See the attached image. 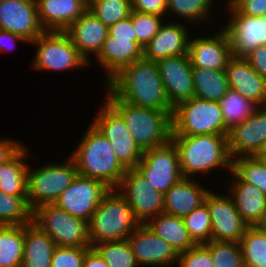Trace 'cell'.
<instances>
[{
    "instance_id": "6da1fadb",
    "label": "cell",
    "mask_w": 266,
    "mask_h": 267,
    "mask_svg": "<svg viewBox=\"0 0 266 267\" xmlns=\"http://www.w3.org/2000/svg\"><path fill=\"white\" fill-rule=\"evenodd\" d=\"M119 100L138 107L173 111L156 62L144 58L124 67L108 82Z\"/></svg>"
},
{
    "instance_id": "7a4b0ae2",
    "label": "cell",
    "mask_w": 266,
    "mask_h": 267,
    "mask_svg": "<svg viewBox=\"0 0 266 267\" xmlns=\"http://www.w3.org/2000/svg\"><path fill=\"white\" fill-rule=\"evenodd\" d=\"M71 158L79 175L99 180L114 190L127 170L114 154L110 141L93 124Z\"/></svg>"
},
{
    "instance_id": "3957f363",
    "label": "cell",
    "mask_w": 266,
    "mask_h": 267,
    "mask_svg": "<svg viewBox=\"0 0 266 267\" xmlns=\"http://www.w3.org/2000/svg\"><path fill=\"white\" fill-rule=\"evenodd\" d=\"M109 94L107 102L122 116L131 137L143 152L171 140L173 111L134 106L119 100L111 91Z\"/></svg>"
},
{
    "instance_id": "277c9868",
    "label": "cell",
    "mask_w": 266,
    "mask_h": 267,
    "mask_svg": "<svg viewBox=\"0 0 266 267\" xmlns=\"http://www.w3.org/2000/svg\"><path fill=\"white\" fill-rule=\"evenodd\" d=\"M171 141L177 148L181 173L185 178L223 165L232 170L228 135L171 136Z\"/></svg>"
},
{
    "instance_id": "5b68a950",
    "label": "cell",
    "mask_w": 266,
    "mask_h": 267,
    "mask_svg": "<svg viewBox=\"0 0 266 267\" xmlns=\"http://www.w3.org/2000/svg\"><path fill=\"white\" fill-rule=\"evenodd\" d=\"M140 224L127 200L110 189L88 222L91 246L101 242L127 240Z\"/></svg>"
},
{
    "instance_id": "8992f818",
    "label": "cell",
    "mask_w": 266,
    "mask_h": 267,
    "mask_svg": "<svg viewBox=\"0 0 266 267\" xmlns=\"http://www.w3.org/2000/svg\"><path fill=\"white\" fill-rule=\"evenodd\" d=\"M171 136L228 135L219 102L191 98L173 108Z\"/></svg>"
},
{
    "instance_id": "52a82bcc",
    "label": "cell",
    "mask_w": 266,
    "mask_h": 267,
    "mask_svg": "<svg viewBox=\"0 0 266 267\" xmlns=\"http://www.w3.org/2000/svg\"><path fill=\"white\" fill-rule=\"evenodd\" d=\"M32 222L47 233L56 246L92 247L88 222L54 204L41 205L33 210Z\"/></svg>"
},
{
    "instance_id": "ba28073f",
    "label": "cell",
    "mask_w": 266,
    "mask_h": 267,
    "mask_svg": "<svg viewBox=\"0 0 266 267\" xmlns=\"http://www.w3.org/2000/svg\"><path fill=\"white\" fill-rule=\"evenodd\" d=\"M78 171L72 158L67 164L47 165L27 172V204L31 211L41 205L54 204L71 185Z\"/></svg>"
},
{
    "instance_id": "9c48e42d",
    "label": "cell",
    "mask_w": 266,
    "mask_h": 267,
    "mask_svg": "<svg viewBox=\"0 0 266 267\" xmlns=\"http://www.w3.org/2000/svg\"><path fill=\"white\" fill-rule=\"evenodd\" d=\"M31 43L39 47L34 59L36 69L67 70L89 62L65 31H44Z\"/></svg>"
},
{
    "instance_id": "30bf717a",
    "label": "cell",
    "mask_w": 266,
    "mask_h": 267,
    "mask_svg": "<svg viewBox=\"0 0 266 267\" xmlns=\"http://www.w3.org/2000/svg\"><path fill=\"white\" fill-rule=\"evenodd\" d=\"M136 169L153 189L163 194L183 178L178 151L171 140L163 146L144 151Z\"/></svg>"
},
{
    "instance_id": "8fae6325",
    "label": "cell",
    "mask_w": 266,
    "mask_h": 267,
    "mask_svg": "<svg viewBox=\"0 0 266 267\" xmlns=\"http://www.w3.org/2000/svg\"><path fill=\"white\" fill-rule=\"evenodd\" d=\"M103 107L93 125L110 141L119 162L126 169L136 168L143 151L131 137L122 116L108 102Z\"/></svg>"
},
{
    "instance_id": "7c38bea8",
    "label": "cell",
    "mask_w": 266,
    "mask_h": 267,
    "mask_svg": "<svg viewBox=\"0 0 266 267\" xmlns=\"http://www.w3.org/2000/svg\"><path fill=\"white\" fill-rule=\"evenodd\" d=\"M118 187L124 190L119 193L127 200L141 224L164 213V194L153 189L136 168L126 170Z\"/></svg>"
},
{
    "instance_id": "4fadbf2b",
    "label": "cell",
    "mask_w": 266,
    "mask_h": 267,
    "mask_svg": "<svg viewBox=\"0 0 266 267\" xmlns=\"http://www.w3.org/2000/svg\"><path fill=\"white\" fill-rule=\"evenodd\" d=\"M110 191L103 182L77 174L54 205L89 222L102 198Z\"/></svg>"
},
{
    "instance_id": "5bb4252c",
    "label": "cell",
    "mask_w": 266,
    "mask_h": 267,
    "mask_svg": "<svg viewBox=\"0 0 266 267\" xmlns=\"http://www.w3.org/2000/svg\"><path fill=\"white\" fill-rule=\"evenodd\" d=\"M204 202L210 212L212 241L239 243L249 225L237 211L232 196L224 198L209 191Z\"/></svg>"
},
{
    "instance_id": "9a60e30c",
    "label": "cell",
    "mask_w": 266,
    "mask_h": 267,
    "mask_svg": "<svg viewBox=\"0 0 266 267\" xmlns=\"http://www.w3.org/2000/svg\"><path fill=\"white\" fill-rule=\"evenodd\" d=\"M0 29L34 41L45 29L42 27L36 0H1Z\"/></svg>"
},
{
    "instance_id": "2e32d148",
    "label": "cell",
    "mask_w": 266,
    "mask_h": 267,
    "mask_svg": "<svg viewBox=\"0 0 266 267\" xmlns=\"http://www.w3.org/2000/svg\"><path fill=\"white\" fill-rule=\"evenodd\" d=\"M156 64L167 99L173 108L194 97L193 67L188 54L168 57Z\"/></svg>"
},
{
    "instance_id": "e0dca14e",
    "label": "cell",
    "mask_w": 266,
    "mask_h": 267,
    "mask_svg": "<svg viewBox=\"0 0 266 267\" xmlns=\"http://www.w3.org/2000/svg\"><path fill=\"white\" fill-rule=\"evenodd\" d=\"M232 20L225 29L229 35L232 56L245 57L252 50L266 45V16L250 17L239 14L230 4Z\"/></svg>"
},
{
    "instance_id": "ac0fdd59",
    "label": "cell",
    "mask_w": 266,
    "mask_h": 267,
    "mask_svg": "<svg viewBox=\"0 0 266 267\" xmlns=\"http://www.w3.org/2000/svg\"><path fill=\"white\" fill-rule=\"evenodd\" d=\"M253 111L243 123L231 128L228 133V150L231 159L256 156L266 140V106ZM243 153V154H242Z\"/></svg>"
},
{
    "instance_id": "d6986e66",
    "label": "cell",
    "mask_w": 266,
    "mask_h": 267,
    "mask_svg": "<svg viewBox=\"0 0 266 267\" xmlns=\"http://www.w3.org/2000/svg\"><path fill=\"white\" fill-rule=\"evenodd\" d=\"M127 240L138 265L165 266L178 261L179 254L176 250L146 224H140Z\"/></svg>"
},
{
    "instance_id": "ffe728a7",
    "label": "cell",
    "mask_w": 266,
    "mask_h": 267,
    "mask_svg": "<svg viewBox=\"0 0 266 267\" xmlns=\"http://www.w3.org/2000/svg\"><path fill=\"white\" fill-rule=\"evenodd\" d=\"M188 57L192 67L225 70L232 57V46L225 28L213 38L189 41Z\"/></svg>"
},
{
    "instance_id": "44dd1931",
    "label": "cell",
    "mask_w": 266,
    "mask_h": 267,
    "mask_svg": "<svg viewBox=\"0 0 266 267\" xmlns=\"http://www.w3.org/2000/svg\"><path fill=\"white\" fill-rule=\"evenodd\" d=\"M229 88L256 106H266V79L261 77L243 57L232 56L225 68Z\"/></svg>"
},
{
    "instance_id": "7402d4cb",
    "label": "cell",
    "mask_w": 266,
    "mask_h": 267,
    "mask_svg": "<svg viewBox=\"0 0 266 267\" xmlns=\"http://www.w3.org/2000/svg\"><path fill=\"white\" fill-rule=\"evenodd\" d=\"M65 32L80 54L88 60V53L94 52L98 56L101 52L108 36V27L87 9Z\"/></svg>"
},
{
    "instance_id": "603a6c76",
    "label": "cell",
    "mask_w": 266,
    "mask_h": 267,
    "mask_svg": "<svg viewBox=\"0 0 266 267\" xmlns=\"http://www.w3.org/2000/svg\"><path fill=\"white\" fill-rule=\"evenodd\" d=\"M187 30L181 24L162 25L153 39L143 48V58L157 62L172 56L188 54Z\"/></svg>"
},
{
    "instance_id": "cb8c5ba5",
    "label": "cell",
    "mask_w": 266,
    "mask_h": 267,
    "mask_svg": "<svg viewBox=\"0 0 266 267\" xmlns=\"http://www.w3.org/2000/svg\"><path fill=\"white\" fill-rule=\"evenodd\" d=\"M101 65L107 69V83L124 67L143 58V48L132 38H117L107 36L101 52L97 56Z\"/></svg>"
},
{
    "instance_id": "d4e9b609",
    "label": "cell",
    "mask_w": 266,
    "mask_h": 267,
    "mask_svg": "<svg viewBox=\"0 0 266 267\" xmlns=\"http://www.w3.org/2000/svg\"><path fill=\"white\" fill-rule=\"evenodd\" d=\"M45 31H65L88 7L80 0H36Z\"/></svg>"
},
{
    "instance_id": "484cf974",
    "label": "cell",
    "mask_w": 266,
    "mask_h": 267,
    "mask_svg": "<svg viewBox=\"0 0 266 267\" xmlns=\"http://www.w3.org/2000/svg\"><path fill=\"white\" fill-rule=\"evenodd\" d=\"M209 191L183 177L164 194V213L184 218L202 205Z\"/></svg>"
},
{
    "instance_id": "4316f807",
    "label": "cell",
    "mask_w": 266,
    "mask_h": 267,
    "mask_svg": "<svg viewBox=\"0 0 266 267\" xmlns=\"http://www.w3.org/2000/svg\"><path fill=\"white\" fill-rule=\"evenodd\" d=\"M230 172L236 177L235 185L232 184V198L237 211L249 226H258L266 215V196L255 186L242 181L232 170Z\"/></svg>"
},
{
    "instance_id": "83f0119b",
    "label": "cell",
    "mask_w": 266,
    "mask_h": 267,
    "mask_svg": "<svg viewBox=\"0 0 266 267\" xmlns=\"http://www.w3.org/2000/svg\"><path fill=\"white\" fill-rule=\"evenodd\" d=\"M55 247L53 239L32 221L24 224V256L21 267H50Z\"/></svg>"
},
{
    "instance_id": "f1b7e54d",
    "label": "cell",
    "mask_w": 266,
    "mask_h": 267,
    "mask_svg": "<svg viewBox=\"0 0 266 267\" xmlns=\"http://www.w3.org/2000/svg\"><path fill=\"white\" fill-rule=\"evenodd\" d=\"M152 218L145 224L158 237L168 242L178 254L196 245L181 217L161 213Z\"/></svg>"
},
{
    "instance_id": "f546056e",
    "label": "cell",
    "mask_w": 266,
    "mask_h": 267,
    "mask_svg": "<svg viewBox=\"0 0 266 267\" xmlns=\"http://www.w3.org/2000/svg\"><path fill=\"white\" fill-rule=\"evenodd\" d=\"M194 97L219 102L228 92L225 70L193 67Z\"/></svg>"
},
{
    "instance_id": "4dcf8cb0",
    "label": "cell",
    "mask_w": 266,
    "mask_h": 267,
    "mask_svg": "<svg viewBox=\"0 0 266 267\" xmlns=\"http://www.w3.org/2000/svg\"><path fill=\"white\" fill-rule=\"evenodd\" d=\"M26 152L23 148L12 160L0 166V190L4 193L27 197L28 166L22 160Z\"/></svg>"
},
{
    "instance_id": "1f68e13d",
    "label": "cell",
    "mask_w": 266,
    "mask_h": 267,
    "mask_svg": "<svg viewBox=\"0 0 266 267\" xmlns=\"http://www.w3.org/2000/svg\"><path fill=\"white\" fill-rule=\"evenodd\" d=\"M24 225H0V267H21Z\"/></svg>"
},
{
    "instance_id": "d6a6232c",
    "label": "cell",
    "mask_w": 266,
    "mask_h": 267,
    "mask_svg": "<svg viewBox=\"0 0 266 267\" xmlns=\"http://www.w3.org/2000/svg\"><path fill=\"white\" fill-rule=\"evenodd\" d=\"M239 244L244 267H266V233L259 226H249Z\"/></svg>"
},
{
    "instance_id": "836d02e7",
    "label": "cell",
    "mask_w": 266,
    "mask_h": 267,
    "mask_svg": "<svg viewBox=\"0 0 266 267\" xmlns=\"http://www.w3.org/2000/svg\"><path fill=\"white\" fill-rule=\"evenodd\" d=\"M225 126L228 130L243 123L257 107L249 99L229 89L219 101Z\"/></svg>"
},
{
    "instance_id": "e575fe53",
    "label": "cell",
    "mask_w": 266,
    "mask_h": 267,
    "mask_svg": "<svg viewBox=\"0 0 266 267\" xmlns=\"http://www.w3.org/2000/svg\"><path fill=\"white\" fill-rule=\"evenodd\" d=\"M31 221L27 197H16L0 190V225H24Z\"/></svg>"
},
{
    "instance_id": "d590c367",
    "label": "cell",
    "mask_w": 266,
    "mask_h": 267,
    "mask_svg": "<svg viewBox=\"0 0 266 267\" xmlns=\"http://www.w3.org/2000/svg\"><path fill=\"white\" fill-rule=\"evenodd\" d=\"M234 159L232 171L242 181L255 186L266 196V161L255 156Z\"/></svg>"
},
{
    "instance_id": "8d00e7d4",
    "label": "cell",
    "mask_w": 266,
    "mask_h": 267,
    "mask_svg": "<svg viewBox=\"0 0 266 267\" xmlns=\"http://www.w3.org/2000/svg\"><path fill=\"white\" fill-rule=\"evenodd\" d=\"M92 248L106 261L109 267H135L137 262L128 240L94 244Z\"/></svg>"
},
{
    "instance_id": "74e56055",
    "label": "cell",
    "mask_w": 266,
    "mask_h": 267,
    "mask_svg": "<svg viewBox=\"0 0 266 267\" xmlns=\"http://www.w3.org/2000/svg\"><path fill=\"white\" fill-rule=\"evenodd\" d=\"M88 10L107 27L131 15L130 0H93Z\"/></svg>"
},
{
    "instance_id": "f35d334b",
    "label": "cell",
    "mask_w": 266,
    "mask_h": 267,
    "mask_svg": "<svg viewBox=\"0 0 266 267\" xmlns=\"http://www.w3.org/2000/svg\"><path fill=\"white\" fill-rule=\"evenodd\" d=\"M182 219L196 244H205L212 241L211 217L205 202Z\"/></svg>"
},
{
    "instance_id": "ab89813d",
    "label": "cell",
    "mask_w": 266,
    "mask_h": 267,
    "mask_svg": "<svg viewBox=\"0 0 266 267\" xmlns=\"http://www.w3.org/2000/svg\"><path fill=\"white\" fill-rule=\"evenodd\" d=\"M204 245L210 251L213 267H244L238 242L210 241Z\"/></svg>"
},
{
    "instance_id": "60d3db41",
    "label": "cell",
    "mask_w": 266,
    "mask_h": 267,
    "mask_svg": "<svg viewBox=\"0 0 266 267\" xmlns=\"http://www.w3.org/2000/svg\"><path fill=\"white\" fill-rule=\"evenodd\" d=\"M160 16L132 10L131 19L137 35V42L144 48L157 34L161 25Z\"/></svg>"
},
{
    "instance_id": "b9f144b4",
    "label": "cell",
    "mask_w": 266,
    "mask_h": 267,
    "mask_svg": "<svg viewBox=\"0 0 266 267\" xmlns=\"http://www.w3.org/2000/svg\"><path fill=\"white\" fill-rule=\"evenodd\" d=\"M212 0H167L168 9L178 16L192 20H200L208 14Z\"/></svg>"
},
{
    "instance_id": "7bdbcfd3",
    "label": "cell",
    "mask_w": 266,
    "mask_h": 267,
    "mask_svg": "<svg viewBox=\"0 0 266 267\" xmlns=\"http://www.w3.org/2000/svg\"><path fill=\"white\" fill-rule=\"evenodd\" d=\"M91 248L56 246L50 267H82L85 254Z\"/></svg>"
},
{
    "instance_id": "ee69618b",
    "label": "cell",
    "mask_w": 266,
    "mask_h": 267,
    "mask_svg": "<svg viewBox=\"0 0 266 267\" xmlns=\"http://www.w3.org/2000/svg\"><path fill=\"white\" fill-rule=\"evenodd\" d=\"M178 262L181 267H213L210 251L204 244L179 253Z\"/></svg>"
},
{
    "instance_id": "f6af8a7d",
    "label": "cell",
    "mask_w": 266,
    "mask_h": 267,
    "mask_svg": "<svg viewBox=\"0 0 266 267\" xmlns=\"http://www.w3.org/2000/svg\"><path fill=\"white\" fill-rule=\"evenodd\" d=\"M229 4L239 14L250 17L266 16V0H231Z\"/></svg>"
},
{
    "instance_id": "bcb514c9",
    "label": "cell",
    "mask_w": 266,
    "mask_h": 267,
    "mask_svg": "<svg viewBox=\"0 0 266 267\" xmlns=\"http://www.w3.org/2000/svg\"><path fill=\"white\" fill-rule=\"evenodd\" d=\"M132 10L163 16L167 11V0H130Z\"/></svg>"
},
{
    "instance_id": "7dc6e473",
    "label": "cell",
    "mask_w": 266,
    "mask_h": 267,
    "mask_svg": "<svg viewBox=\"0 0 266 267\" xmlns=\"http://www.w3.org/2000/svg\"><path fill=\"white\" fill-rule=\"evenodd\" d=\"M108 35L117 38H132V41L137 42L131 15L108 27Z\"/></svg>"
},
{
    "instance_id": "c3c4849f",
    "label": "cell",
    "mask_w": 266,
    "mask_h": 267,
    "mask_svg": "<svg viewBox=\"0 0 266 267\" xmlns=\"http://www.w3.org/2000/svg\"><path fill=\"white\" fill-rule=\"evenodd\" d=\"M251 67L266 79V45H261L244 57Z\"/></svg>"
},
{
    "instance_id": "681fc988",
    "label": "cell",
    "mask_w": 266,
    "mask_h": 267,
    "mask_svg": "<svg viewBox=\"0 0 266 267\" xmlns=\"http://www.w3.org/2000/svg\"><path fill=\"white\" fill-rule=\"evenodd\" d=\"M22 149L20 143L0 140V166L12 160Z\"/></svg>"
},
{
    "instance_id": "f907efd6",
    "label": "cell",
    "mask_w": 266,
    "mask_h": 267,
    "mask_svg": "<svg viewBox=\"0 0 266 267\" xmlns=\"http://www.w3.org/2000/svg\"><path fill=\"white\" fill-rule=\"evenodd\" d=\"M82 267H109L106 261L91 248L84 257Z\"/></svg>"
},
{
    "instance_id": "816d5d0a",
    "label": "cell",
    "mask_w": 266,
    "mask_h": 267,
    "mask_svg": "<svg viewBox=\"0 0 266 267\" xmlns=\"http://www.w3.org/2000/svg\"><path fill=\"white\" fill-rule=\"evenodd\" d=\"M7 38L10 39V41L12 40L13 42H15V40H17V41L23 40V41L27 42L26 39H24L23 37H21L19 35H16L14 33L0 29V51H2V49L5 50L4 49L5 44H2V43H4L2 41H4V39L6 40Z\"/></svg>"
},
{
    "instance_id": "f5cc1de1",
    "label": "cell",
    "mask_w": 266,
    "mask_h": 267,
    "mask_svg": "<svg viewBox=\"0 0 266 267\" xmlns=\"http://www.w3.org/2000/svg\"><path fill=\"white\" fill-rule=\"evenodd\" d=\"M259 159L266 160V140L263 142L258 154L255 156Z\"/></svg>"
},
{
    "instance_id": "db71d44e",
    "label": "cell",
    "mask_w": 266,
    "mask_h": 267,
    "mask_svg": "<svg viewBox=\"0 0 266 267\" xmlns=\"http://www.w3.org/2000/svg\"><path fill=\"white\" fill-rule=\"evenodd\" d=\"M258 226L266 233V215Z\"/></svg>"
},
{
    "instance_id": "11a10c76",
    "label": "cell",
    "mask_w": 266,
    "mask_h": 267,
    "mask_svg": "<svg viewBox=\"0 0 266 267\" xmlns=\"http://www.w3.org/2000/svg\"><path fill=\"white\" fill-rule=\"evenodd\" d=\"M83 4H85L87 7H89L91 4H92V2H93V0H80Z\"/></svg>"
}]
</instances>
